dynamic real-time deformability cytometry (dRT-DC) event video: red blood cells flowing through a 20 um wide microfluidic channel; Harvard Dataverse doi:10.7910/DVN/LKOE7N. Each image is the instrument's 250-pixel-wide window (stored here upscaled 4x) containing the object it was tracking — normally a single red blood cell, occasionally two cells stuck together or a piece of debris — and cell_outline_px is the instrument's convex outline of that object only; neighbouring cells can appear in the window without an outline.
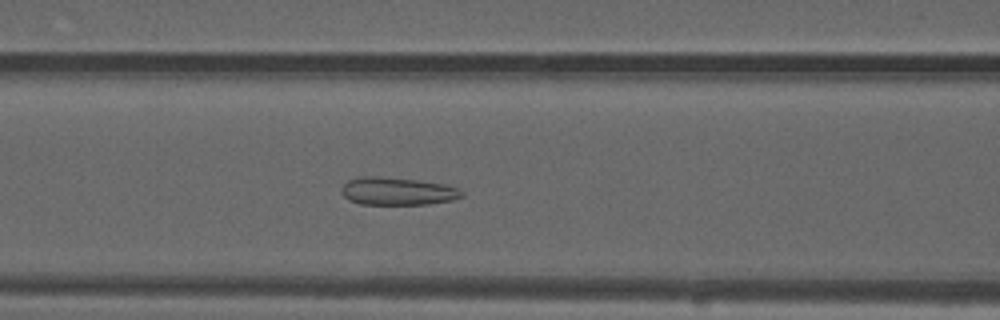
{"species": "common noctule bat (a hibernating species)", "species_latin": "Nyctalus noctula", "temperature_condition": "warm", "stored_images_in_passage": 55, "camera_frame_rate_fps": 3000, "um_per_image_px": 0.085, "animal": {"sex": "male", "forearm_length_mm": 52.5}, "frame": {"image": 1, "passage_image": 23, "time_ms": 7.333, "image_size_px": [1000, 320], "cell_outline_px": [[464, 196], [452, 200], [428, 204], [360, 204], [348, 200], [340, 192], [340, 188], [348, 180], [364, 176], [380, 176], [416, 180], [444, 184], [460, 188], [464, 192]], "centroid_in_image_um": [33.78, 16.25], "position_along_channel_um": 132.8, "area_um2": 19.59}}
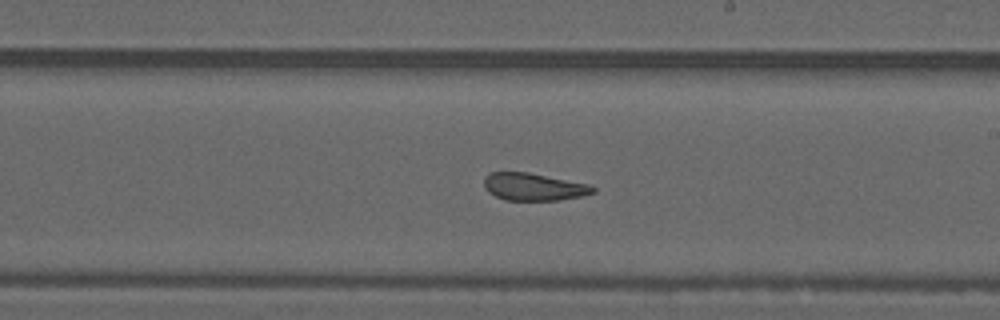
{"frame": {"image": 2, "passage_image": 32, "time_ms": 10.333, "image_size_px": [1000, 320], "cell_outline_px": [[596, 192], [580, 196], [560, 200], [504, 200], [488, 192], [484, 188], [484, 176], [492, 172], [528, 172], [588, 184], [596, 188]], "centroid_in_image_um": [45.34, 15.88], "position_along_channel_um": 243.7, "area_um2": 17.4}}
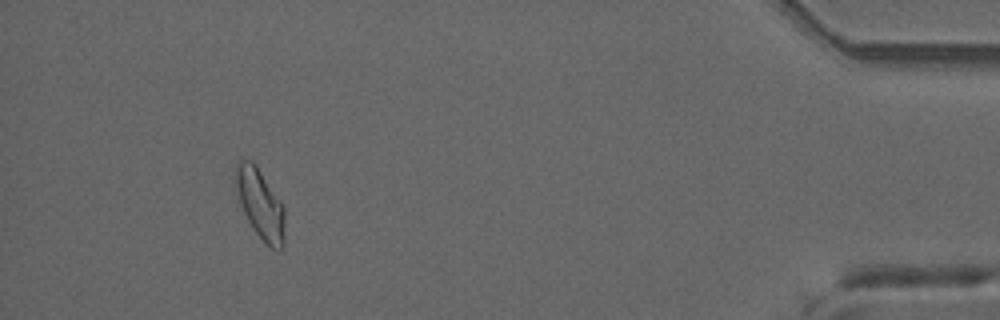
{"frame": {"image": 3, "passage_image": 51, "time_ms": 16.667, "image_size_px": [1000, 320], "cell_outline_px": [[284, 244], [280, 248], [272, 248], [252, 228], [244, 212], [232, 176], [236, 164], [240, 160], [252, 160], [280, 200], [284, 208]], "centroid_in_image_um": [22.09, 17.28], "position_along_channel_um": 413.1, "area_um2": 19.59}, "authors_computed_cell_mechanics": {"area_um2": 19.5942, "velocity_mm_per_s": 3.7139, "shape_relaxation_time_tau1_ms": null, "shape_relaxation_time_tau2_ms": 1.3036, "deformation_change_tau1": null, "deformation_change_tau2": 0.0799}}